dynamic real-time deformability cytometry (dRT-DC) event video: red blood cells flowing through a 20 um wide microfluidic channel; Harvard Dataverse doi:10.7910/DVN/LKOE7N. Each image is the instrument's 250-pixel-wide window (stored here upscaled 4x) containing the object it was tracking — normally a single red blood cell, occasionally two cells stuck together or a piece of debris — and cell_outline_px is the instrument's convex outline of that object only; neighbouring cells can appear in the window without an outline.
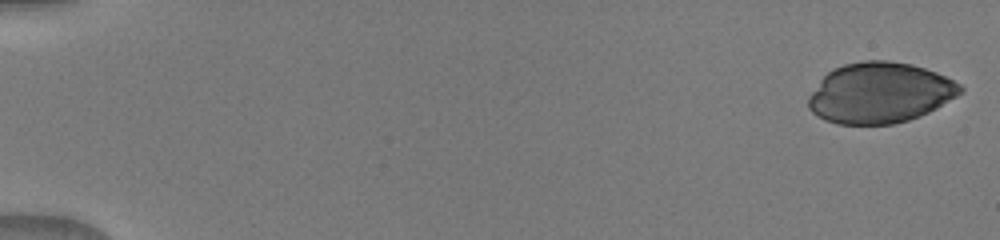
{"species": "human", "species_latin": "Homo sapiens", "temperature_condition": "warm", "stored_images_in_passage": 46, "camera_frame_rate_fps": 3000, "um_per_image_px": 0.085, "donor": {"sex": "male"}, "frame": {"image": 1, "passage_image": 1, "time_ms": 0.0, "image_size_px": [1000, 240], "cell_outline_px": [[964, 88], [956, 96], [936, 108], [920, 116], [908, 120], [892, 124], [836, 124], [824, 120], [812, 112], [808, 108], [808, 96], [820, 80], [832, 68], [844, 64], [864, 60], [888, 60], [912, 64], [936, 72], [960, 84]], "centroid_in_image_um": [74.75, 7.89], "position_along_channel_um": 10.2, "area_um2": 53.64}}
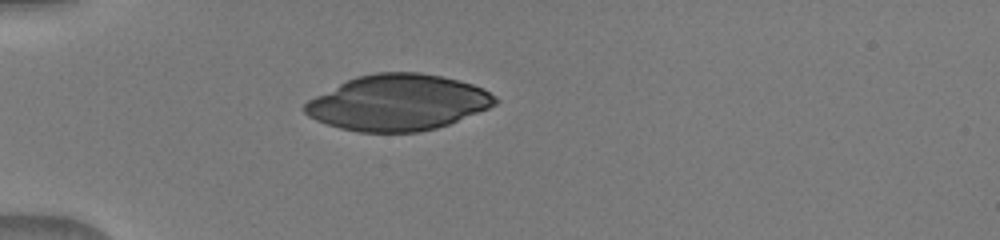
{"frame": {"image": 2, "passage_image": 15, "time_ms": 4.667, "image_size_px": [1000, 240], "cell_outline_px": [[500, 100], [496, 104], [488, 108], [448, 124], [436, 128], [420, 132], [360, 132], [340, 128], [316, 120], [308, 116], [304, 112], [304, 104], [308, 100], [356, 76], [376, 72], [420, 72], [460, 80], [484, 88], [496, 96]], "centroid_in_image_um": [33.85, 8.71], "position_along_channel_um": 51.1, "area_um2": 61.79}}